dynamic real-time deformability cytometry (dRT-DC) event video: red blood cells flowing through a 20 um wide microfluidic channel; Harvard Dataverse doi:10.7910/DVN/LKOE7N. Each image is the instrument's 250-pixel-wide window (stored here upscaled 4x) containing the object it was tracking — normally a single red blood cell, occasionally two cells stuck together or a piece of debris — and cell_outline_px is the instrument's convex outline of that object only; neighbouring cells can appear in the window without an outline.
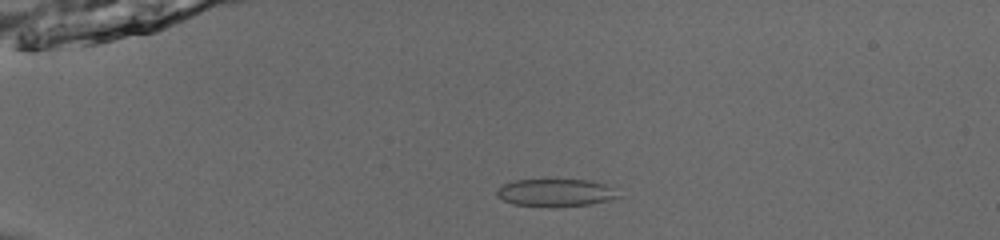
{"species": "common noctule bat (a hibernating species)", "species_latin": "Nyctalus noctula", "temperature_condition": "room temperature", "stored_images_in_passage": 52, "camera_frame_rate_fps": 3000, "um_per_image_px": 0.085, "animal": {"sex": "male", "body_mass_g": 13.0, "forearm_length_mm": 53.1}, "frame": {"image": 1, "passage_image": 13, "time_ms": 4.0, "image_size_px": [1000, 240], "cell_outline_px": [[620, 196], [608, 200], [588, 204], [548, 208], [512, 204], [496, 196], [496, 192], [504, 184], [516, 180], [588, 180], [604, 184]], "centroid_in_image_um": [47.15, 16.4], "position_along_channel_um": 37.8, "area_um2": 19.31}}
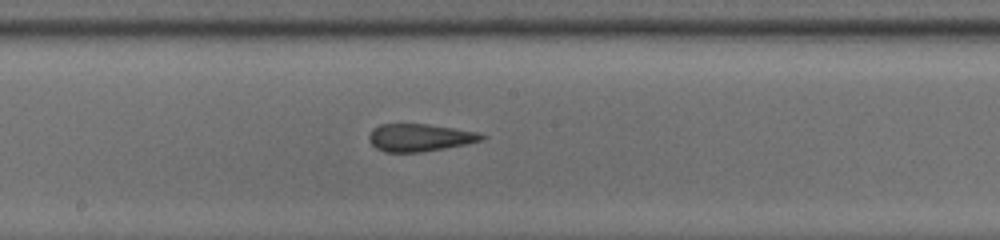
{"frame": {"image": 2, "passage_image": 30, "time_ms": 9.667, "image_size_px": [1000, 240], "cell_outline_px": [[488, 136], [484, 140], [444, 148], [420, 152], [384, 152], [376, 148], [368, 140], [368, 136], [372, 128], [380, 124], [428, 124], [476, 132]], "centroid_in_image_um": [35.64, 11.69], "position_along_channel_um": 212.6, "area_um2": 18.03}}
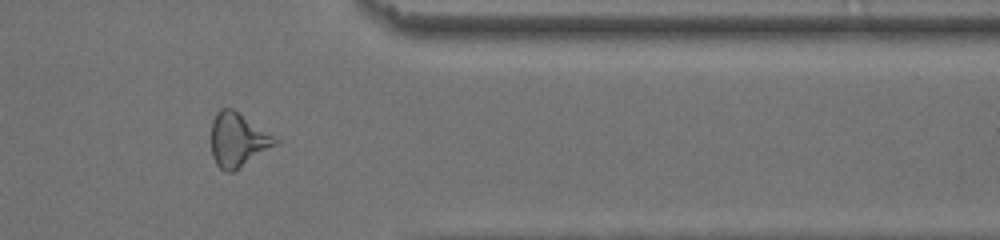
{"frame": {"image": 3, "passage_image": 44, "time_ms": 14.333, "image_size_px": [1000, 240], "cell_outline_px": [[280, 144], [232, 172], [228, 172], [220, 168], [216, 164], [212, 156], [212, 120], [216, 112], [220, 108], [232, 108], [276, 136], [280, 140]], "centroid_in_image_um": [20.26, 11.88], "position_along_channel_um": 391.1, "area_um2": 20.35}, "authors_computed_cell_mechanics": {"area_um2": 20.0277, "velocity_mm_per_s": 3.972, "shape_relaxation_time_tau1_ms": null, "shape_relaxation_time_tau2_ms": 1.8014, "deformation_change_tau1": null, "deformation_change_tau2": 0.09}}